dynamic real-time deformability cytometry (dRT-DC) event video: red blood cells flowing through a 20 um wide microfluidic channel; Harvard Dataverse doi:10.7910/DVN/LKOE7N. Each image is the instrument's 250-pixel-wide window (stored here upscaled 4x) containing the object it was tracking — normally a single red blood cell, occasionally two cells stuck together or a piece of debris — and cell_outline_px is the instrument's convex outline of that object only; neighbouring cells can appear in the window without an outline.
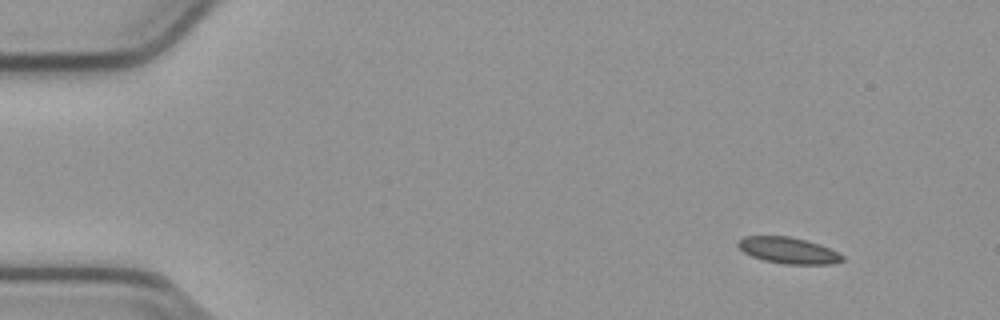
{"species": "common noctule bat (a hibernating species)", "species_latin": "Nyctalus noctula", "temperature_condition": "cold", "stored_images_in_passage": 50, "camera_frame_rate_fps": 3000, "um_per_image_px": 0.085, "animal": {"sex": "male", "body_mass_g": 23.1, "forearm_length_mm": 52.7}, "frame": {"image": 1, "passage_image": 1, "time_ms": 0.0, "image_size_px": [1000, 320], "cell_outline_px": [[844, 260], [832, 264], [784, 264], [764, 260], [752, 256], [744, 252], [736, 244], [744, 236], [788, 236], [820, 244], [844, 256]], "centroid_in_image_um": [67.0, 21.29], "position_along_channel_um": 18.0, "area_um2": 15.78}}
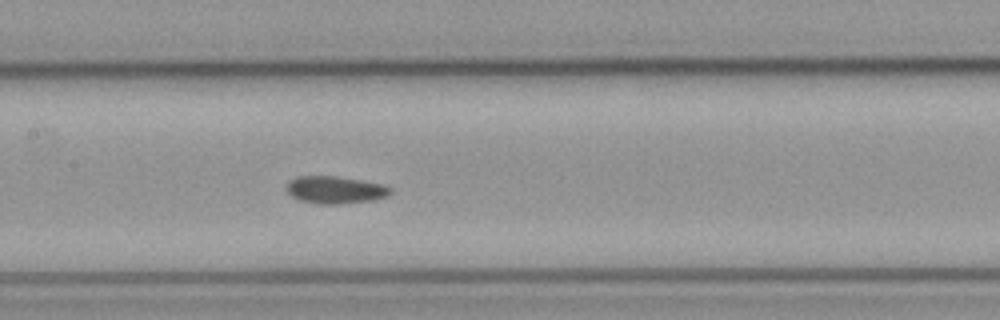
{"frame": {"image": 2, "passage_image": 22, "time_ms": 7.0, "image_size_px": [1000, 320], "cell_outline_px": [[392, 192], [388, 196], [372, 200], [340, 204], [316, 204], [300, 200], [292, 196], [284, 188], [288, 180], [296, 176], [336, 176], [384, 184], [392, 188]], "centroid_in_image_um": [28.47, 16.13], "position_along_channel_um": 178.9, "area_um2": 16.82}}
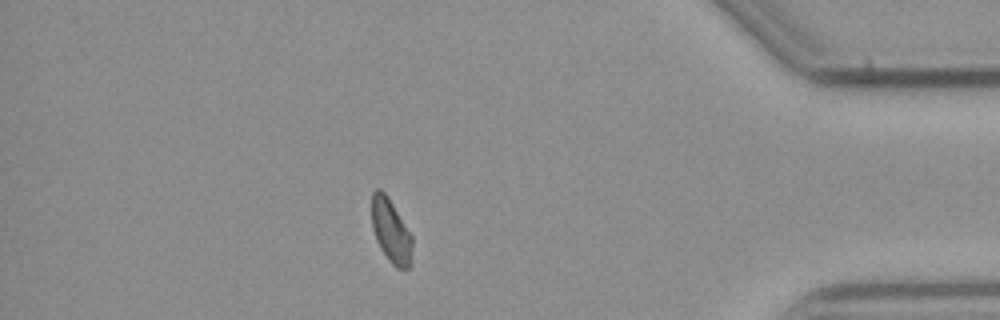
{"frame": {"image": 3, "passage_image": 43, "time_ms": 14.0, "image_size_px": [1000, 320], "cell_outline_px": [[412, 264], [408, 268], [396, 268], [388, 260], [380, 248], [376, 240], [372, 228], [372, 192], [376, 188], [380, 188], [388, 196], [412, 236]], "centroid_in_image_um": [33.23, 19.64], "position_along_channel_um": 402.0, "area_um2": 15.2}, "authors_computed_cell_mechanics": {"area_um2": 16.0395, "velocity_mm_per_s": 3.7758, "shape_relaxation_time_tau1_ms": 8.3599, "shape_relaxation_time_tau2_ms": null, "deformation_change_tau1": 0.0871, "deformation_change_tau2": null}}